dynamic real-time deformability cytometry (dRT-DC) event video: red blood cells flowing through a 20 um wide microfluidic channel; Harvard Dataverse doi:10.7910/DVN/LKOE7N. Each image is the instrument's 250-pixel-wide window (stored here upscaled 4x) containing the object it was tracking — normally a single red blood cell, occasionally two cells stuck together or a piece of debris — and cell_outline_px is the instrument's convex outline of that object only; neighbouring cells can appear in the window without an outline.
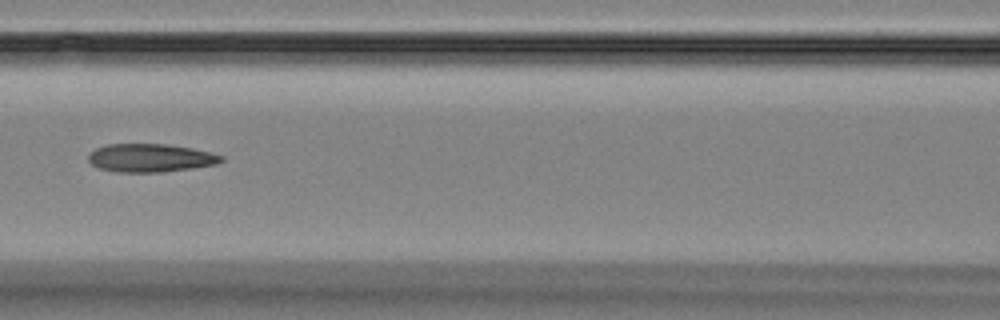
{"species": "Egyptian fruit bat (a non-hibernating species)", "species_latin": "Rousettus aegyptiacus", "temperature_condition": "room temperature", "stored_images_in_passage": 6, "camera_frame_rate_fps": 3000, "um_per_image_px": 0.085, "animal": {"sex": "female"}, "frame": {"image": 1, "passage_image": 6, "time_ms": 5.667, "image_size_px": [1000, 320], "cell_outline_px": [[224, 160], [216, 164], [192, 168], [160, 172], [116, 172], [100, 168], [92, 164], [88, 160], [88, 156], [96, 148], [108, 144], [164, 144], [192, 148], [224, 156]], "centroid_in_image_um": [12.79, 13.42], "position_along_channel_um": 153.8, "area_um2": 21.68}}